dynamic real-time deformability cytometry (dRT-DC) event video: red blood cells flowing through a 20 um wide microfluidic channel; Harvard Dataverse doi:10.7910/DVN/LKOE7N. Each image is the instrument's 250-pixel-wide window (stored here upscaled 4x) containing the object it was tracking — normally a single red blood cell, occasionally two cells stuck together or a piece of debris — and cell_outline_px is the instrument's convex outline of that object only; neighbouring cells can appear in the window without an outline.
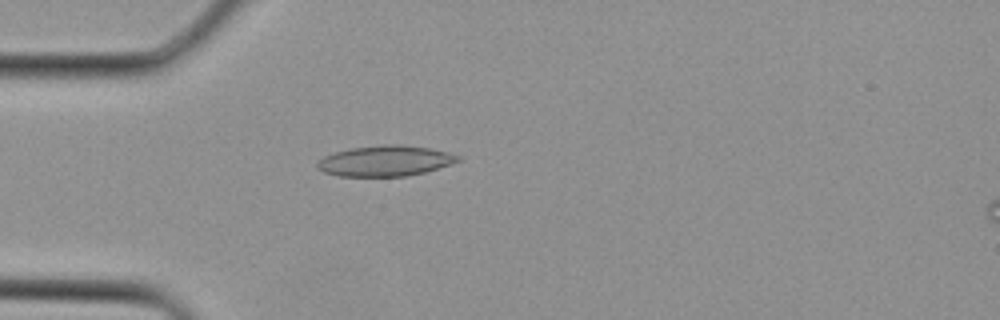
{"species": "Egyptian fruit bat (a non-hibernating species)", "species_latin": "Rousettus aegyptiacus", "temperature_condition": "cold", "stored_images_in_passage": 3, "camera_frame_rate_fps": 3000, "um_per_image_px": 0.085, "animal": {"sex": "female"}, "frame": {"image": 1, "passage_image": 2, "time_ms": 0.333, "image_size_px": [1000, 320], "cell_outline_px": [[460, 160], [452, 164], [424, 172], [404, 176], [340, 176], [324, 172], [316, 168], [316, 160], [324, 156], [336, 152], [352, 148], [384, 144], [400, 144], [428, 148], [448, 152], [460, 156]], "centroid_in_image_um": [32.72, 13.67], "position_along_channel_um": 52.3, "area_um2": 25.03}}